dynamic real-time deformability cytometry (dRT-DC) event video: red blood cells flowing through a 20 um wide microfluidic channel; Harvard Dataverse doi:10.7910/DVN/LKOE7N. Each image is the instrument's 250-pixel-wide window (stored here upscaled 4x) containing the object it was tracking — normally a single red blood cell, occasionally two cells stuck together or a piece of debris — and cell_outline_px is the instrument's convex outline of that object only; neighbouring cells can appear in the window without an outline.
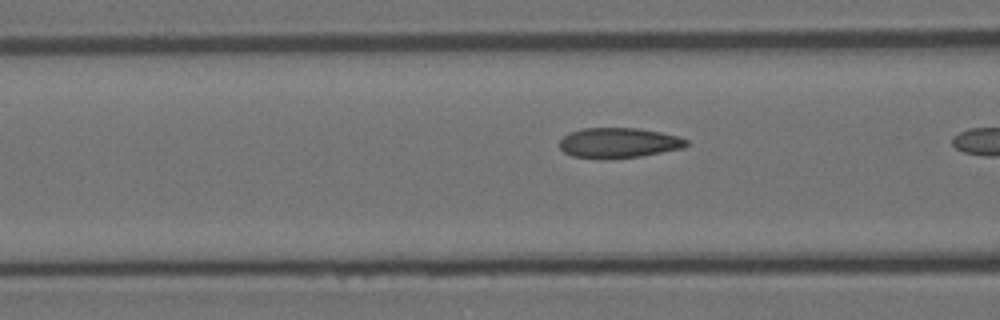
{"species": "Egyptian fruit bat (a non-hibernating species)", "species_latin": "Rousettus aegyptiacus", "temperature_condition": "room temperature", "stored_images_in_passage": 11, "camera_frame_rate_fps": 3000, "um_per_image_px": 0.085, "animal": {"sex": "female"}, "frame": {"image": 1, "passage_image": 10, "time_ms": 3.0, "image_size_px": [1000, 320], "cell_outline_px": [[688, 144], [684, 148], [640, 156], [604, 160], [572, 156], [564, 152], [560, 148], [560, 140], [568, 132], [580, 128], [640, 128], [660, 132], [676, 136], [688, 140]], "centroid_in_image_um": [52.55, 12.15], "position_along_channel_um": 114.0, "area_um2": 22.54}}